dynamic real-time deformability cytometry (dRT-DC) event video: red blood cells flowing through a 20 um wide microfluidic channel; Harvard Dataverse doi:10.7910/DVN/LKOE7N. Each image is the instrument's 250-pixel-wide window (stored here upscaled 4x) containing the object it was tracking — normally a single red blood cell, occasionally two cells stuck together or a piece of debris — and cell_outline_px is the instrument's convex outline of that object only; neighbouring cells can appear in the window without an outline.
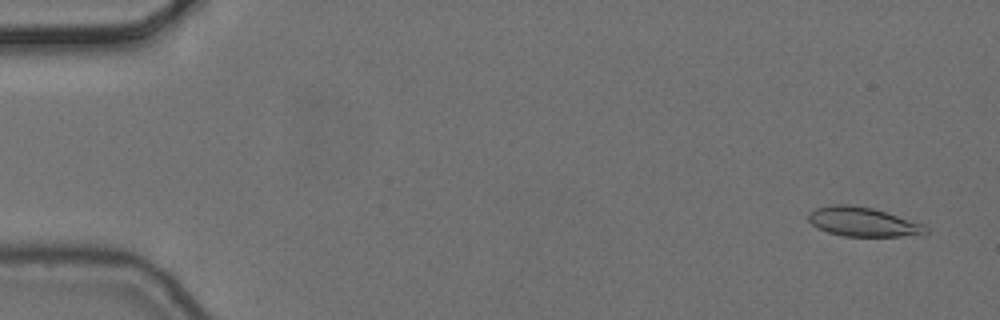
{"species": "common noctule bat (a hibernating species)", "species_latin": "Nyctalus noctula", "temperature_condition": "cold", "stored_images_in_passage": 6, "segment_of_instrument_passage": [1, 2], "camera_frame_rate_fps": 3000, "um_per_image_px": 0.085, "animal": {"sex": "female", "body_mass_g": 24.6, "forearm_length_mm": 56.2}, "frame": {"image": 1, "passage_image": 1, "time_ms": 0.0, "image_size_px": [1000, 320], "cell_outline_px": [[928, 236], [844, 236], [828, 232], [816, 228], [808, 220], [808, 212], [816, 208], [832, 204], [848, 204], [872, 208], [924, 224], [928, 228]], "centroid_in_image_um": [73.38, 18.87], "position_along_channel_um": 11.6, "area_um2": 20.23}}
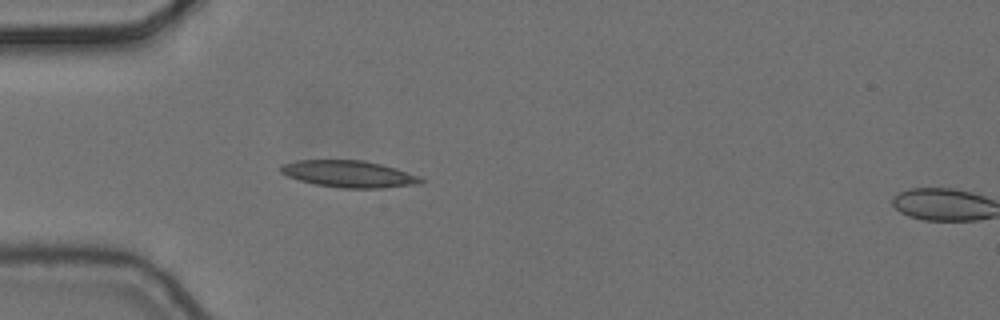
{"frame": {"image": 2, "passage_image": 5, "time_ms": 1.333, "image_size_px": [1000, 320], "cell_outline_px": [[424, 180], [420, 184], [380, 188], [344, 188], [316, 184], [300, 180], [288, 176], [280, 172], [280, 164], [296, 160], [364, 160], [396, 168], [420, 176]], "centroid_in_image_um": [29.66, 14.78], "position_along_channel_um": 55.3, "area_um2": 21.85}}